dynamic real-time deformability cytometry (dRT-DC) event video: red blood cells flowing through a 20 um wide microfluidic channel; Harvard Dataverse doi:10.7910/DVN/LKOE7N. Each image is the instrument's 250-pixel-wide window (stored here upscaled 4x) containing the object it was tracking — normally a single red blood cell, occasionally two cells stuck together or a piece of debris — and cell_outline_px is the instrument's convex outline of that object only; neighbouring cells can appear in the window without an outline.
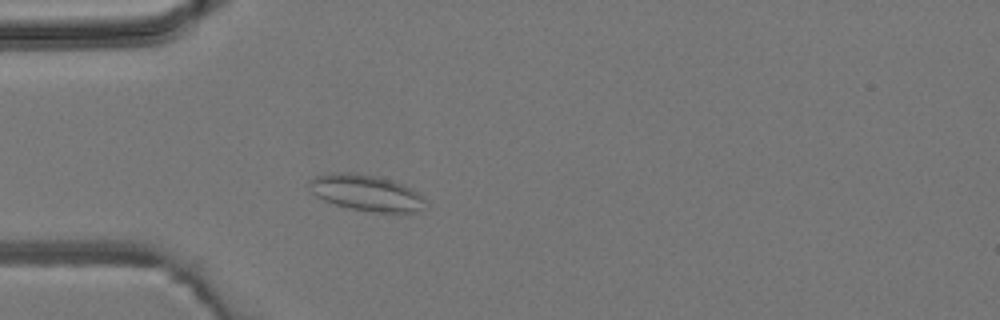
{"species": "common noctule bat (a hibernating species)", "species_latin": "Nyctalus noctula", "temperature_condition": "room temperature", "stored_images_in_passage": 3, "camera_frame_rate_fps": 3000, "um_per_image_px": 0.085, "animal": {"sex": "male", "body_mass_g": 19.2, "forearm_length_mm": 51.8}, "frame": {"image": 1, "passage_image": 3, "time_ms": 2.333, "image_size_px": [1000, 320], "cell_outline_px": [[424, 200], [420, 208], [416, 212], [372, 212], [352, 208], [336, 204], [324, 200], [316, 196], [308, 188], [308, 180], [316, 176], [332, 172], [348, 172], [372, 176], [388, 180], [412, 188], [420, 192]], "centroid_in_image_um": [31.07, 16.38], "position_along_channel_um": 53.9, "area_um2": 23.99}}